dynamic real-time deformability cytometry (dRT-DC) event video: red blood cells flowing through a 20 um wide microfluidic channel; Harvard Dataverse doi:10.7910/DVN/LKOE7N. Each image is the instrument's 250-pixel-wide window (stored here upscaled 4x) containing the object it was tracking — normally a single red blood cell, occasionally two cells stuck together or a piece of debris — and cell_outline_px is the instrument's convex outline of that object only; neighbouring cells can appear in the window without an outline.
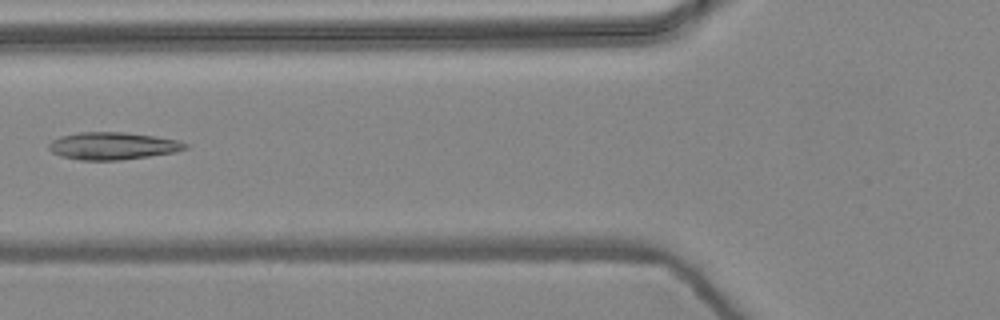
{"species": "common noctule bat (a hibernating species)", "species_latin": "Nyctalus noctula", "temperature_condition": "warm", "stored_images_in_passage": 6, "camera_frame_rate_fps": 3000, "um_per_image_px": 0.085, "animal": {"sex": "female", "body_mass_g": 24.6, "forearm_length_mm": 56.2}, "frame": {"image": 1, "passage_image": 5, "time_ms": 1.333, "image_size_px": [1000, 320], "cell_outline_px": [[188, 148], [176, 152], [120, 160], [80, 160], [60, 156], [52, 152], [48, 148], [48, 144], [52, 140], [60, 136], [80, 132], [124, 132], [152, 136], [176, 140], [188, 144]], "centroid_in_image_um": [9.55, 12.4], "position_along_channel_um": 116.2, "area_um2": 21.68}}
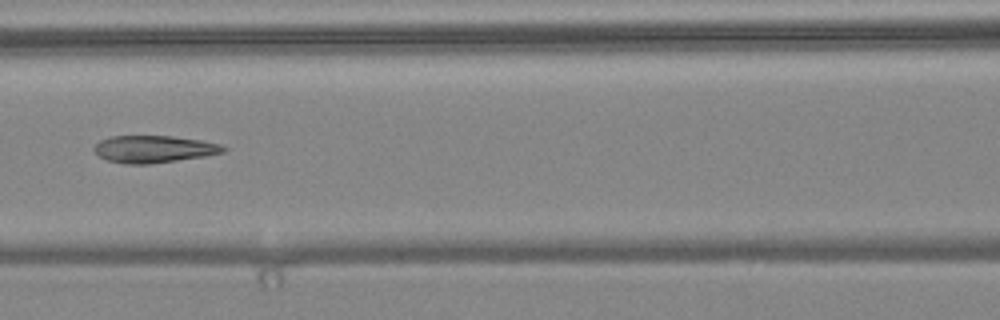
{"frame": {"image": 2, "passage_image": 6, "time_ms": 1.667, "image_size_px": [1000, 320], "cell_outline_px": [[228, 148], [224, 152], [204, 156], [148, 164], [124, 164], [108, 160], [100, 156], [92, 148], [100, 140], [112, 136], [172, 136], [200, 140], [220, 144]], "centroid_in_image_um": [13.07, 12.67], "position_along_channel_um": 153.5, "area_um2": 20.29}}